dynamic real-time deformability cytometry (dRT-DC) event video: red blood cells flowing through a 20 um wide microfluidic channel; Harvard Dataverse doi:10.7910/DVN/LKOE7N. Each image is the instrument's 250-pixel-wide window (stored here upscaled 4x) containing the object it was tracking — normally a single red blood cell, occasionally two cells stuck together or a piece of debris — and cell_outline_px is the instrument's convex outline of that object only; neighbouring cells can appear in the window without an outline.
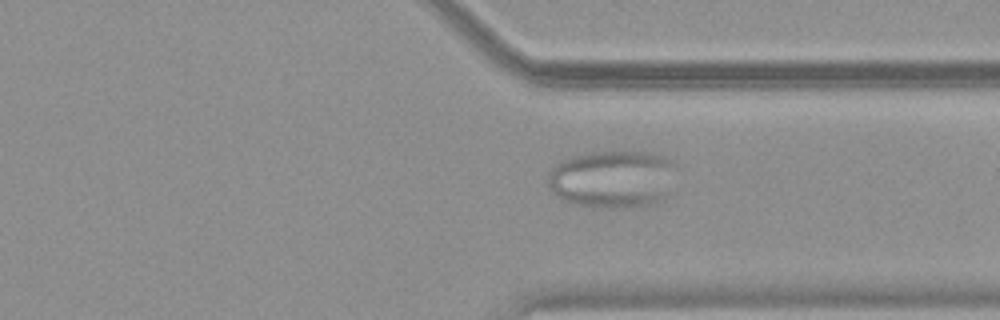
{"species": "common noctule bat (a hibernating species)", "species_latin": "Nyctalus noctula", "temperature_condition": "warm", "stored_images_in_passage": 57, "camera_frame_rate_fps": 3000, "um_per_image_px": 0.085, "animal": {"sex": "female", "body_mass_g": 19.9}, "frame": {"image": 1, "passage_image": 44, "time_ms": 14.333, "image_size_px": [1000, 320], "cell_outline_px": [[676, 168], [668, 196], [664, 200], [656, 204], [632, 208], [604, 208], [572, 204], [560, 200], [552, 192], [548, 184], [548, 172], [556, 164], [572, 156], [592, 152], [648, 152], [660, 156], [676, 164]], "centroid_in_image_um": [52.07, 15.26], "position_along_channel_um": 359.3, "area_um2": 43.81}}